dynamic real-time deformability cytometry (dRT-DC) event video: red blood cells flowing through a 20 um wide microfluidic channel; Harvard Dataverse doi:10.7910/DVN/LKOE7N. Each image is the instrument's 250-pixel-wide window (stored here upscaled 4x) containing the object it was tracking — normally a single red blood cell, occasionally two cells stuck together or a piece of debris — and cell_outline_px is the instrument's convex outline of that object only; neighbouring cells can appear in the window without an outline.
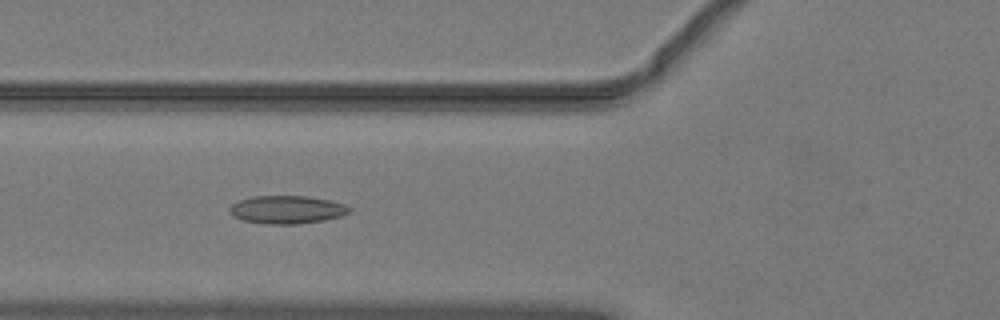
{"species": "common noctule bat (a hibernating species)", "species_latin": "Nyctalus noctula", "temperature_condition": "warm", "stored_images_in_passage": 51, "camera_frame_rate_fps": 3000, "um_per_image_px": 0.085, "animal": {"sex": "male", "body_mass_g": 19.2, "forearm_length_mm": 51.8}, "frame": {"image": 1, "passage_image": 20, "time_ms": 6.333, "image_size_px": [1000, 320], "cell_outline_px": [[352, 208], [348, 212], [340, 216], [324, 220], [296, 224], [268, 224], [244, 220], [232, 216], [228, 208], [236, 200], [252, 196], [308, 196], [328, 200], [344, 204]], "centroid_in_image_um": [24.34, 17.81], "position_along_channel_um": 101.5, "area_um2": 19.54}}
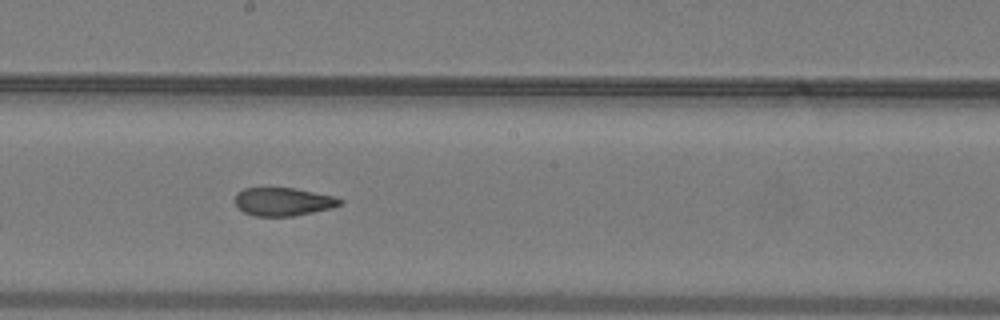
{"frame": {"image": 2, "passage_image": 29, "time_ms": 9.333, "image_size_px": [1000, 320], "cell_outline_px": [[344, 200], [340, 204], [332, 208], [292, 216], [256, 216], [244, 212], [236, 204], [236, 192], [244, 188], [292, 188], [336, 196]], "centroid_in_image_um": [24.09, 17.14], "position_along_channel_um": 224.1, "area_um2": 17.11}}
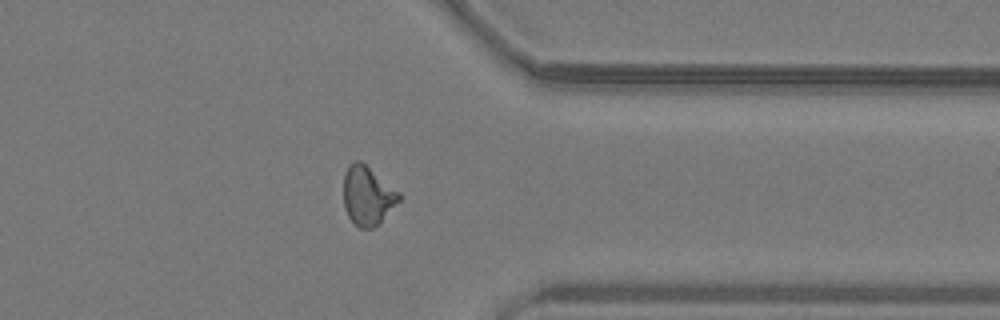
{"frame": {"image": 3, "passage_image": 41, "time_ms": 13.333, "image_size_px": [1000, 320], "cell_outline_px": [[400, 200], [372, 228], [360, 228], [348, 216], [344, 208], [344, 172], [348, 164], [352, 160], [360, 160], [400, 192]], "centroid_in_image_um": [31.21, 16.58], "position_along_channel_um": 380.2, "area_um2": 18.79}, "authors_computed_cell_mechanics": {"area_um2": 18.7272, "velocity_mm_per_s": 4.0748, "shape_relaxation_time_tau1_ms": null, "shape_relaxation_time_tau2_ms": 1.7456, "deformation_change_tau1": null, "deformation_change_tau2": 0.0814}}